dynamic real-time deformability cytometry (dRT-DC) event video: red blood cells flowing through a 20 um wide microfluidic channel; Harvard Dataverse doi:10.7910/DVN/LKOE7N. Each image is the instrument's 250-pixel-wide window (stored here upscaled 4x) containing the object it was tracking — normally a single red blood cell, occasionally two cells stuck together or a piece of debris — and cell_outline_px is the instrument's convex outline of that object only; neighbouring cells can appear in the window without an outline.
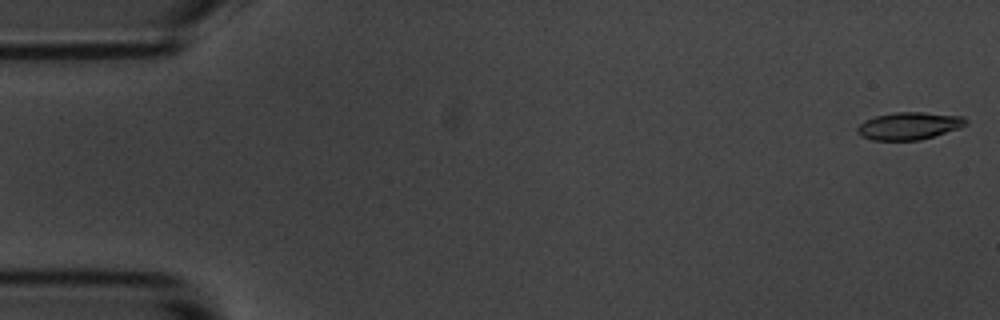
{"species": "common noctule bat (a hibernating species)", "species_latin": "Nyctalus noctula", "temperature_condition": "room temperature", "stored_images_in_passage": 7, "camera_frame_rate_fps": 3000, "um_per_image_px": 0.085, "animal": {"sex": "male", "body_mass_g": 20.1, "forearm_length_mm": 53.5}, "frame": {"image": 1, "passage_image": 1, "time_ms": 0.0, "image_size_px": [1000, 320], "cell_outline_px": [[968, 124], [960, 128], [920, 140], [872, 140], [860, 136], [856, 132], [856, 128], [864, 120], [876, 116], [892, 112], [924, 112], [964, 116], [968, 120]], "centroid_in_image_um": [77.27, 10.69], "position_along_channel_um": 7.7, "area_um2": 17.57}}
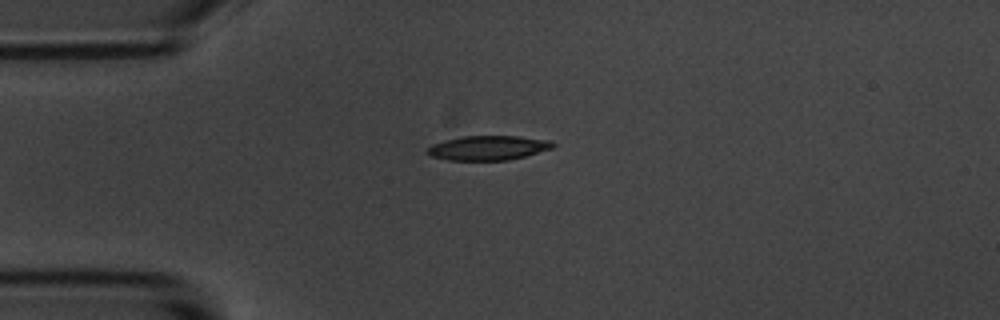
{"frame": {"image": 2, "passage_image": 5, "time_ms": 4.333, "image_size_px": [1000, 320], "cell_outline_px": [[556, 144], [552, 148], [524, 156], [508, 160], [448, 160], [428, 156], [424, 152], [432, 144], [444, 140], [464, 136], [516, 136], [552, 140]], "centroid_in_image_um": [41.45, 12.57], "position_along_channel_um": 43.5, "area_um2": 17.98}}